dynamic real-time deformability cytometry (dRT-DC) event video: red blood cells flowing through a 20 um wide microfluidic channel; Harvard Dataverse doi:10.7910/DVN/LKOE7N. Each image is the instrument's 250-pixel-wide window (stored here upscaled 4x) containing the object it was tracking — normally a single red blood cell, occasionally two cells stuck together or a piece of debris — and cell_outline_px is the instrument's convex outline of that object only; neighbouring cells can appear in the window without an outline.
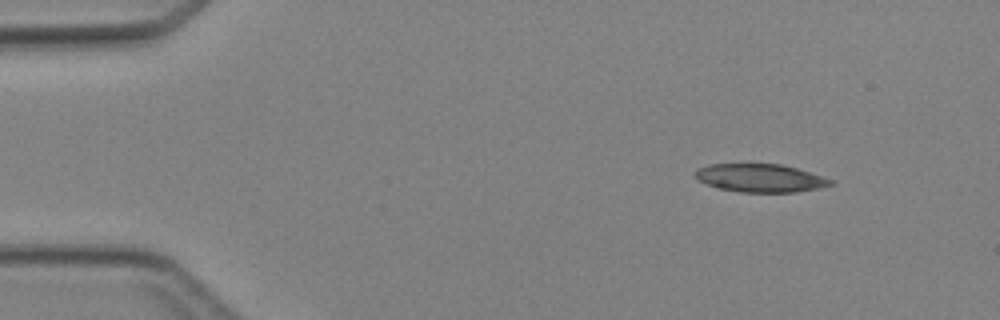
{"species": "Egyptian fruit bat (a non-hibernating species)", "species_latin": "Rousettus aegyptiacus", "temperature_condition": "cold", "stored_images_in_passage": 3, "camera_frame_rate_fps": 3000, "um_per_image_px": 0.085, "animal": {"sex": "female"}, "frame": {"image": 1, "passage_image": 1, "time_ms": 0.0, "image_size_px": [1000, 320], "cell_outline_px": [[836, 184], [820, 188], [796, 192], [740, 192], [720, 188], [708, 184], [700, 180], [696, 176], [696, 168], [708, 164], [780, 164], [796, 168], [832, 180]], "centroid_in_image_um": [64.64, 15.13], "position_along_channel_um": 20.4, "area_um2": 21.96}}